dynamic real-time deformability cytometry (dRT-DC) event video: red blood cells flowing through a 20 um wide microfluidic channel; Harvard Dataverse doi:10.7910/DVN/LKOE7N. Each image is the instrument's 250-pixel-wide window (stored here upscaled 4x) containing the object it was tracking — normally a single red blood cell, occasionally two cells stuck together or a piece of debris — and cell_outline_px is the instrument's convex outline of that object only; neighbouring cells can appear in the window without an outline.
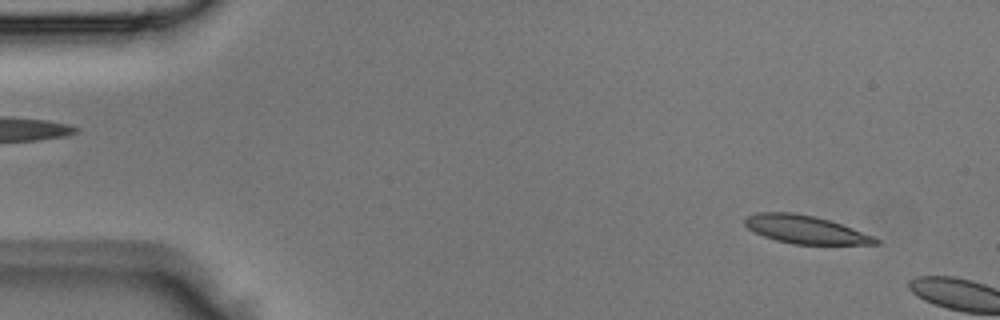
{"species": "Egyptian fruit bat (a non-hibernating species)", "species_latin": "Rousettus aegyptiacus", "temperature_condition": "room temperature", "stored_images_in_passage": 2, "camera_frame_rate_fps": 3000, "um_per_image_px": 0.085, "animal": {"sex": "male"}, "frame": {"image": 1, "passage_image": 1, "time_ms": 0.0, "image_size_px": [1000, 320], "cell_outline_px": [[880, 244], [792, 244], [776, 240], [764, 236], [748, 228], [744, 224], [744, 220], [748, 216], [756, 212], [792, 212], [816, 216], [852, 228], [872, 236], [880, 240]], "centroid_in_image_um": [68.43, 19.5], "position_along_channel_um": 16.6, "area_um2": 21.15}}